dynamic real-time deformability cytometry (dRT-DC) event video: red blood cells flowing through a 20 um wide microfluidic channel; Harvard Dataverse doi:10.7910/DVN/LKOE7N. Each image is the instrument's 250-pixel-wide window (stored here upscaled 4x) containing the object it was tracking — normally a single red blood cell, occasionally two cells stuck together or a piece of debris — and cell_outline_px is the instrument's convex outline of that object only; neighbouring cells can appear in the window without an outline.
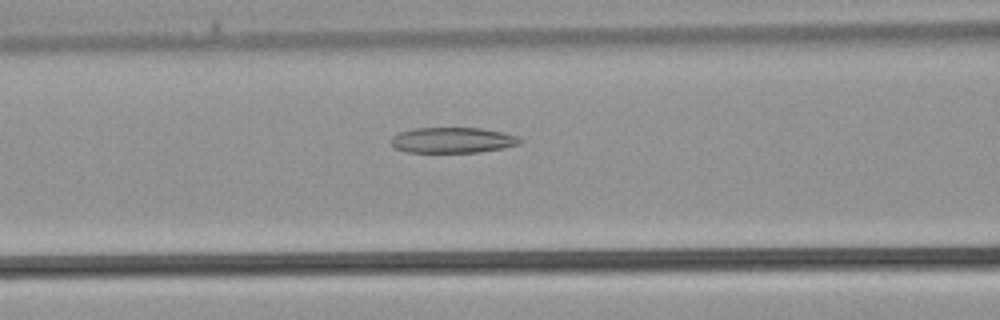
{"species": "common noctule bat (a hibernating species)", "species_latin": "Nyctalus noctula", "temperature_condition": "warm", "stored_images_in_passage": 25, "camera_frame_rate_fps": 3000, "um_per_image_px": 0.085, "animal": {"sex": "male", "body_mass_g": 21.5, "forearm_length_mm": 52.0}, "frame": {"image": 1, "passage_image": 6, "time_ms": 1.667, "image_size_px": [1000, 320], "cell_outline_px": [[524, 140], [520, 144], [504, 148], [476, 152], [408, 152], [396, 148], [392, 144], [392, 136], [400, 132], [416, 128], [480, 128], [504, 132], [516, 136]], "centroid_in_image_um": [38.52, 11.91], "position_along_channel_um": 128.1, "area_um2": 19.13}}
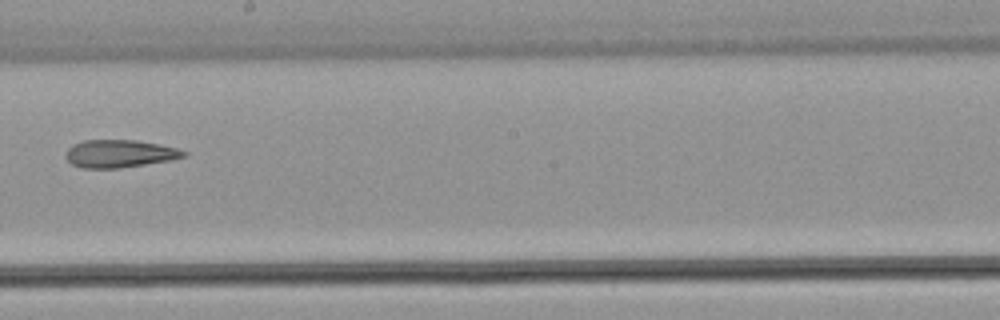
{"frame": {"image": 2, "passage_image": 12, "time_ms": 3.667, "image_size_px": [1000, 320], "cell_outline_px": [[188, 156], [172, 160], [120, 168], [84, 168], [72, 164], [64, 156], [68, 148], [72, 144], [84, 140], [136, 140], [160, 144], [176, 148], [188, 152]], "centroid_in_image_um": [10.18, 13.06], "position_along_channel_um": 238.0, "area_um2": 19.19}}
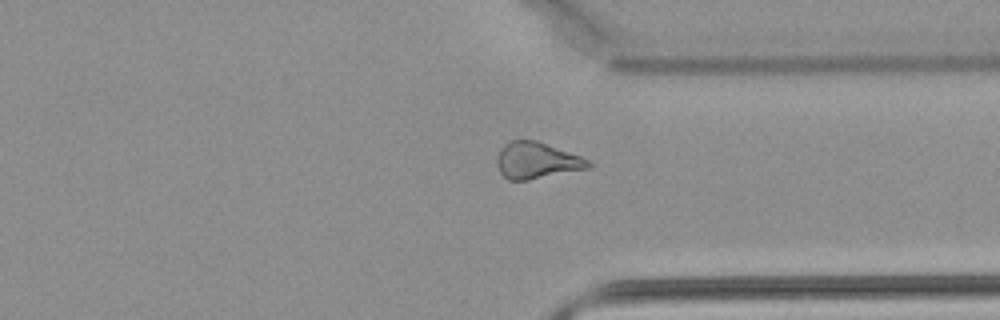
{"frame": {"image": 3, "passage_image": 19, "time_ms": 6.0, "image_size_px": [1000, 320], "cell_outline_px": [[592, 168], [528, 180], [508, 180], [500, 172], [496, 164], [496, 160], [500, 148], [504, 144], [512, 140], [536, 140], [580, 156], [588, 160], [592, 164]], "centroid_in_image_um": [45.61, 13.65], "position_along_channel_um": 365.8, "area_um2": 19.48}}